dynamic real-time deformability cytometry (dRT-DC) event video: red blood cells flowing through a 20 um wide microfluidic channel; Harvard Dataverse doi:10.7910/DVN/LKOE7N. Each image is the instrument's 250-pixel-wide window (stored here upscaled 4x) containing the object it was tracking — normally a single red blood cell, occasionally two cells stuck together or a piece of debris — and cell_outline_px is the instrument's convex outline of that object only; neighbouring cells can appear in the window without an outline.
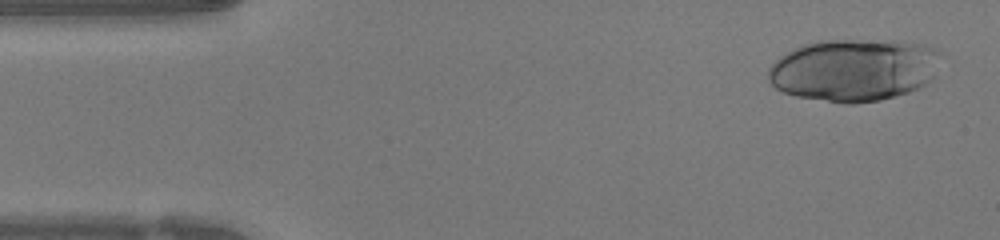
{"species": "human", "species_latin": "Homo sapiens", "temperature_condition": "warm", "stored_images_in_passage": 46, "camera_frame_rate_fps": 3000, "um_per_image_px": 0.085, "donor": {"sex": "female"}, "frame": {"image": 1, "passage_image": 2, "time_ms": 0.333, "image_size_px": [1000, 240], "cell_outline_px": [[940, 52], [932, 76], [920, 88], [896, 96], [880, 100], [852, 104], [844, 104], [796, 96], [784, 92], [776, 88], [768, 80], [768, 68], [780, 56], [792, 48], [816, 40], [856, 40], [924, 44], [936, 48]], "centroid_in_image_um": [72.52, 5.95], "position_along_channel_um": 12.5, "area_um2": 62.48}}
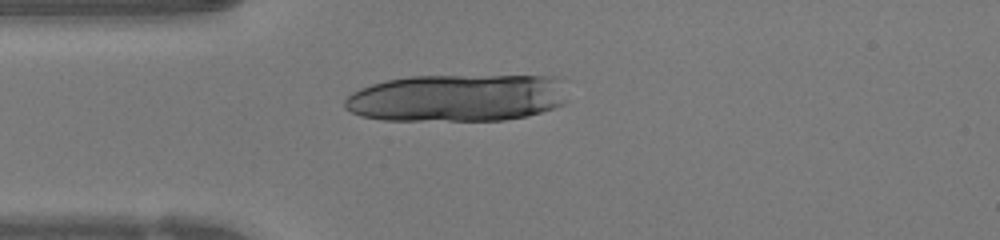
{"frame": {"image": 2, "passage_image": 11, "time_ms": 3.333, "image_size_px": [1000, 240], "cell_outline_px": [[564, 104], [528, 116], [504, 120], [384, 120], [360, 116], [344, 108], [344, 100], [352, 92], [360, 88], [372, 84], [388, 80], [412, 76], [556, 76], [564, 100]], "centroid_in_image_um": [38.77, 8.33], "position_along_channel_um": 46.2, "area_um2": 61.15}}